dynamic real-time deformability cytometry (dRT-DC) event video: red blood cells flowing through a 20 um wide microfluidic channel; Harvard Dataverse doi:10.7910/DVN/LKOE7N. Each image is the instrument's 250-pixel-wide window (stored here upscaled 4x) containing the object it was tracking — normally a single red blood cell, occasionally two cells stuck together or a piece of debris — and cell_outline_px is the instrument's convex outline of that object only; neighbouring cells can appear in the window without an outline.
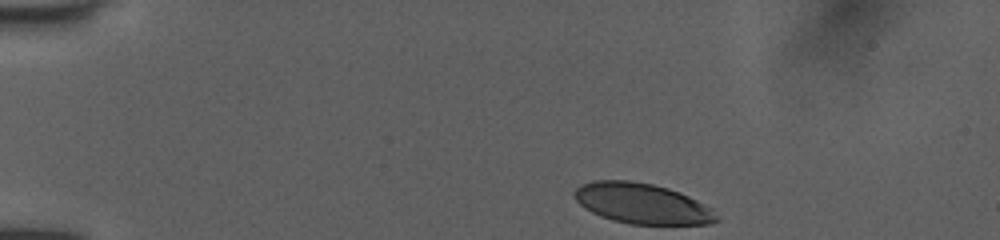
{"species": "human", "species_latin": "Homo sapiens", "temperature_condition": "room temperature", "stored_images_in_passage": 38, "camera_frame_rate_fps": 3000, "um_per_image_px": 0.085, "donor": {"sex": "female"}, "frame": {"image": 1, "passage_image": 1, "time_ms": 0.0, "image_size_px": [1000, 240], "cell_outline_px": [[720, 220], [708, 224], [632, 224], [612, 220], [600, 216], [584, 208], [576, 200], [572, 192], [580, 184], [592, 180], [628, 180], [652, 184], [668, 188], [680, 192], [712, 208]], "centroid_in_image_um": [54.55, 17.29], "position_along_channel_um": 30.4, "area_um2": 33.58}}
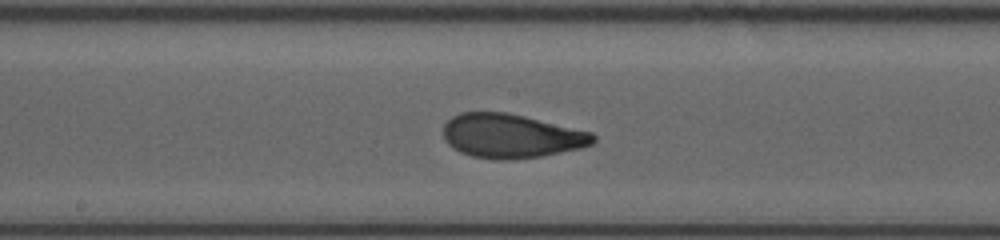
{"frame": {"image": 2, "passage_image": 20, "time_ms": 6.333, "image_size_px": [1000, 240], "cell_outline_px": [[596, 140], [592, 144], [580, 148], [540, 156], [512, 160], [500, 160], [472, 156], [460, 152], [452, 148], [444, 140], [444, 124], [452, 116], [460, 112], [508, 112], [592, 132], [596, 136]], "centroid_in_image_um": [43.43, 11.55], "position_along_channel_um": 204.8, "area_um2": 38.55}}
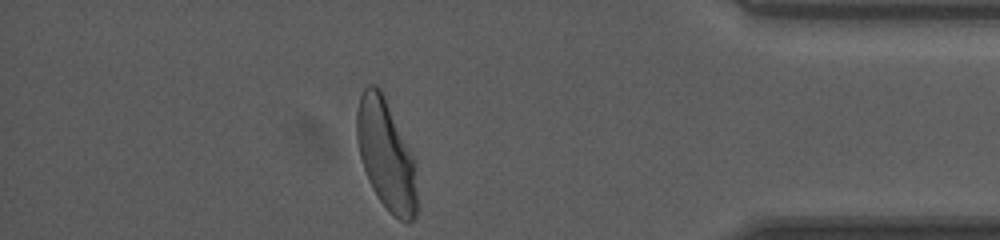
{"frame": {"image": 3, "passage_image": 37, "time_ms": 12.0, "image_size_px": [1000, 240], "cell_outline_px": [[416, 216], [408, 224], [400, 220], [380, 200], [372, 188], [368, 180], [360, 156], [356, 140], [356, 112], [360, 96], [364, 88], [368, 84], [372, 84], [380, 88], [416, 160]], "centroid_in_image_um": [32.81, 13.13], "position_along_channel_um": 402.4, "area_um2": 38.61}, "authors_computed_cell_mechanics": {"area_um2": 38.148, "velocity_mm_per_s": 4.0304, "shape_relaxation_time_tau1_ms": 3.9934, "shape_relaxation_time_tau2_ms": 0.7842, "deformation_change_tau1": 0.1773, "deformation_change_tau2": 0.0678}}